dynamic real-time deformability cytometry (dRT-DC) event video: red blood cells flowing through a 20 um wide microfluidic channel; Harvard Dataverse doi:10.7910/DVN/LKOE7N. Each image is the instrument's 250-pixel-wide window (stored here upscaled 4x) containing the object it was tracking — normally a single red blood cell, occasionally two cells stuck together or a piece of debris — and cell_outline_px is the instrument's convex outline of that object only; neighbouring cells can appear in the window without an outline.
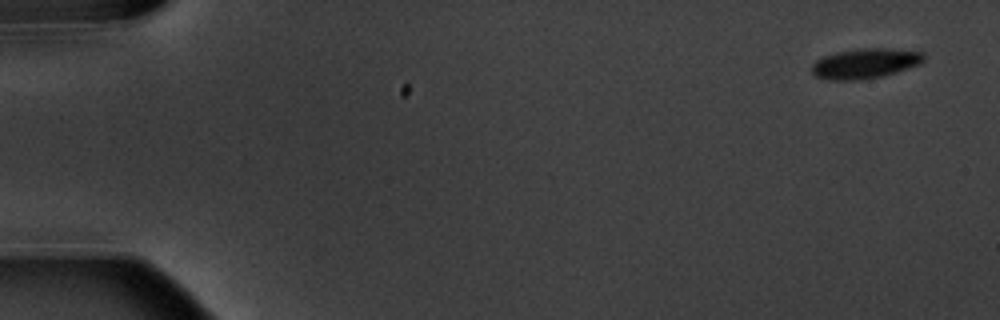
{"species": "common noctule bat (a hibernating species)", "species_latin": "Nyctalus noctula", "temperature_condition": "warm", "stored_images_in_passage": 3, "camera_frame_rate_fps": 3000, "um_per_image_px": 0.085, "animal": {"sex": "male", "body_mass_g": 20.1, "forearm_length_mm": 53.5}, "frame": {"image": 1, "passage_image": 1, "time_ms": 0.0, "image_size_px": [1000, 320], "cell_outline_px": [[924, 60], [920, 64], [884, 76], [856, 80], [832, 80], [816, 76], [812, 72], [812, 64], [816, 60], [824, 56], [836, 52], [864, 48], [888, 48], [924, 52]], "centroid_in_image_um": [73.55, 5.39], "position_along_channel_um": 11.4, "area_um2": 19.54}}